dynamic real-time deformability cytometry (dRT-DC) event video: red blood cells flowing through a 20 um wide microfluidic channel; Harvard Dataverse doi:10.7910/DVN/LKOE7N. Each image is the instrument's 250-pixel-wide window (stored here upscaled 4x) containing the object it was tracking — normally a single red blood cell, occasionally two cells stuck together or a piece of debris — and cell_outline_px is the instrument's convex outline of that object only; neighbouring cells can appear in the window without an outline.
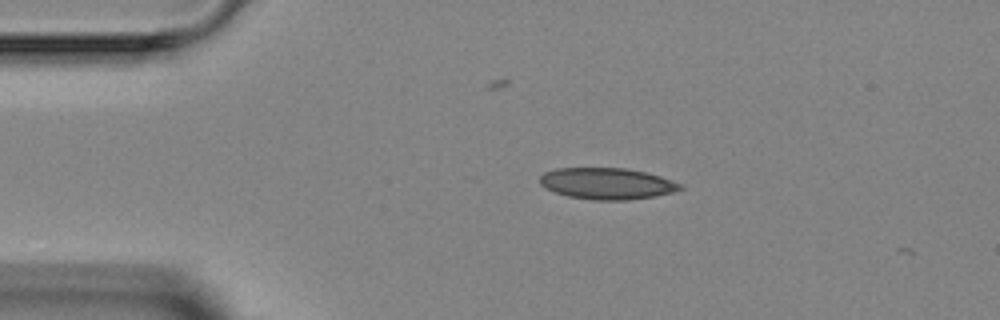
{"species": "Egyptian fruit bat (a non-hibernating species)", "species_latin": "Rousettus aegyptiacus", "temperature_condition": "room temperature", "stored_images_in_passage": 2, "camera_frame_rate_fps": 3000, "um_per_image_px": 0.085, "animal": {"sex": "female"}, "frame": {"image": 1, "passage_image": 1, "time_ms": 0.0, "image_size_px": [1000, 320], "cell_outline_px": [[684, 188], [672, 192], [652, 196], [628, 200], [596, 200], [568, 196], [544, 188], [540, 184], [540, 176], [544, 172], [556, 168], [624, 168], [644, 172], [660, 176], [684, 184]], "centroid_in_image_um": [51.59, 15.6], "position_along_channel_um": 33.4, "area_um2": 25.61}}